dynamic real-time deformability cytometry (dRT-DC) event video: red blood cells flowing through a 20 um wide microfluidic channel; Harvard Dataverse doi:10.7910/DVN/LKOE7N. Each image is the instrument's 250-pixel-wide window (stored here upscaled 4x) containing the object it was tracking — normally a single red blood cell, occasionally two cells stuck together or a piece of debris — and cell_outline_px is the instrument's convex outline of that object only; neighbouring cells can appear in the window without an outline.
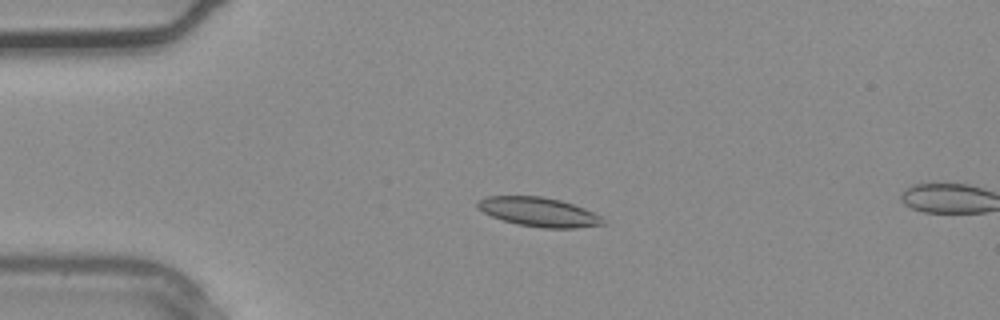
{"species": "common noctule bat (a hibernating species)", "species_latin": "Nyctalus noctula", "temperature_condition": "warm", "stored_images_in_passage": 3, "camera_frame_rate_fps": 3000, "um_per_image_px": 0.085, "animal": {"sex": "male", "body_mass_g": 20.4}, "frame": {"image": 1, "passage_image": 1, "time_ms": 0.0, "image_size_px": [1000, 320], "cell_outline_px": [[604, 224], [576, 228], [544, 228], [516, 224], [492, 216], [484, 212], [476, 204], [476, 200], [488, 196], [540, 196], [560, 200], [584, 208], [600, 216], [604, 220]], "centroid_in_image_um": [45.78, 18.01], "position_along_channel_um": 39.2, "area_um2": 21.1}}